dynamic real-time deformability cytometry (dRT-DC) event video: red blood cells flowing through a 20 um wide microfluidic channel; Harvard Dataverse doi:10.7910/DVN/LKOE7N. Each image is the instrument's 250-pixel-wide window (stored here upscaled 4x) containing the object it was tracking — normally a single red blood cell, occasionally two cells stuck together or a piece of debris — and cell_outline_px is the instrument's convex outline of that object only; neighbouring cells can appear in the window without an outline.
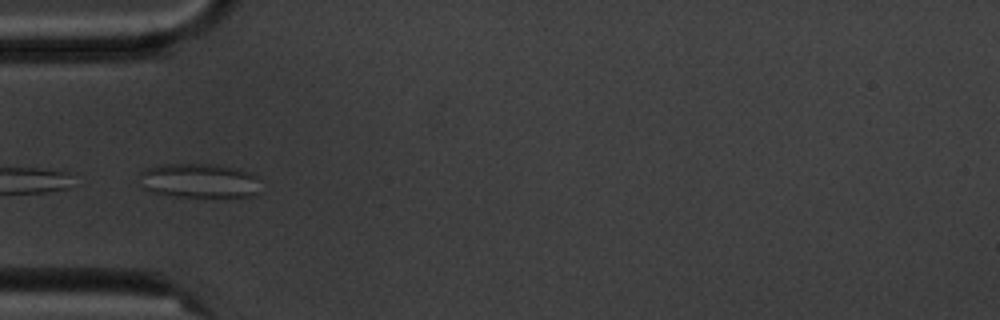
{"species": "common noctule bat (a hibernating species)", "species_latin": "Nyctalus noctula", "temperature_condition": "cold", "stored_images_in_passage": 9, "camera_frame_rate_fps": 3000, "um_per_image_px": 0.085, "animal": {"sex": "male", "body_mass_g": 20.1, "forearm_length_mm": 53.5}, "frame": {"image": 1, "passage_image": 4, "time_ms": 3.333, "image_size_px": [1000, 320], "cell_outline_px": [[256, 196], [176, 196], [148, 192], [140, 188], [140, 172], [144, 168], [160, 164], [216, 164], [240, 168], [256, 176]], "centroid_in_image_um": [16.82, 15.34], "position_along_channel_um": 68.2, "area_um2": 24.39}}
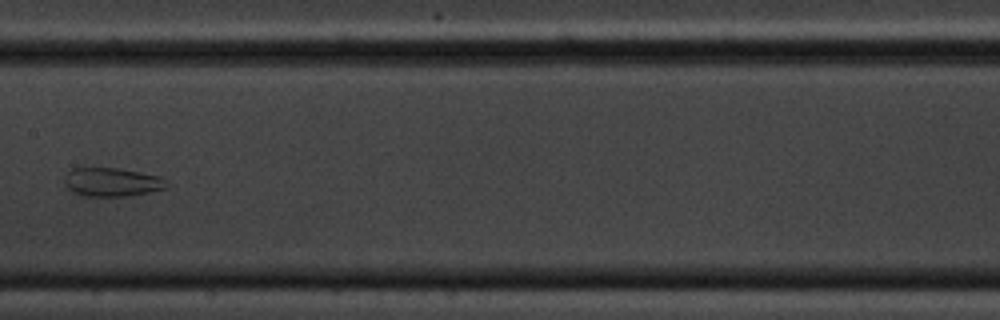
{"frame": {"image": 2, "passage_image": 7, "time_ms": 7.0, "image_size_px": [1000, 320], "cell_outline_px": [[168, 188], [148, 192], [124, 196], [80, 196], [72, 192], [64, 184], [64, 176], [72, 168], [116, 168], [140, 172], [160, 176], [168, 184]], "centroid_in_image_um": [9.48, 15.48], "position_along_channel_um": 197.9, "area_um2": 17.11}}
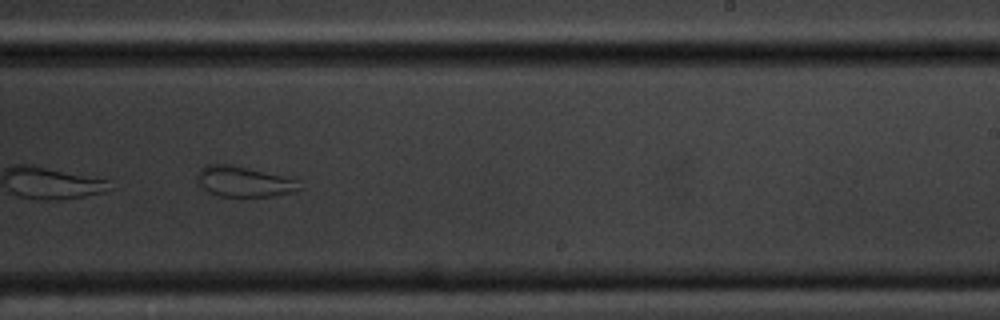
{"frame": {"image": 3, "passage_image": 9, "time_ms": 9.0, "image_size_px": [1000, 320], "cell_outline_px": [[300, 188], [292, 192], [272, 196], [220, 196], [208, 192], [196, 180], [196, 172], [204, 164], [228, 164], [284, 176], [296, 180]], "centroid_in_image_um": [20.65, 15.42], "position_along_channel_um": 268.4, "area_um2": 17.92}}